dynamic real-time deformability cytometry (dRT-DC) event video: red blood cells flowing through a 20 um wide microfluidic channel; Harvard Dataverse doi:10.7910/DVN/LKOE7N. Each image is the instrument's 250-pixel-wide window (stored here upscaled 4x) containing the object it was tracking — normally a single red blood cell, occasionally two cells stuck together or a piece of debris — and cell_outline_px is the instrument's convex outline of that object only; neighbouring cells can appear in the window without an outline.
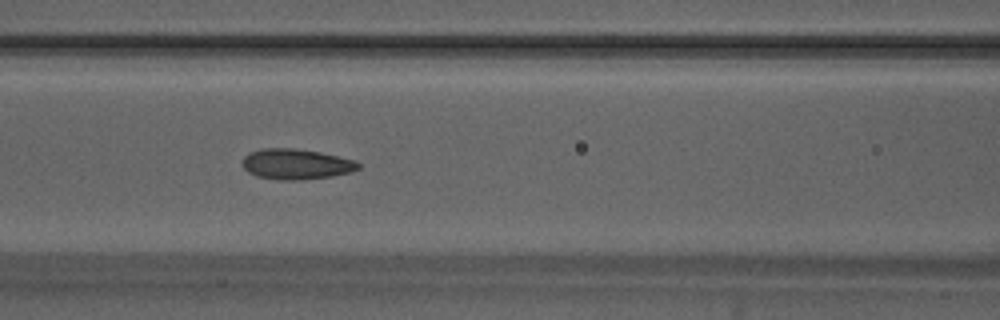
{"species": "Egyptian fruit bat (a non-hibernating species)", "species_latin": "Rousettus aegyptiacus", "temperature_condition": "warm", "stored_images_in_passage": 49, "camera_frame_rate_fps": 3000, "um_per_image_px": 0.085, "animal": {"sex": "male"}, "frame": {"image": 1, "passage_image": 19, "time_ms": 6.0, "image_size_px": [1000, 320], "cell_outline_px": [[360, 168], [352, 172], [332, 176], [300, 180], [276, 180], [256, 176], [248, 172], [244, 168], [244, 156], [248, 152], [260, 148], [296, 148], [320, 152], [356, 160], [360, 164]], "centroid_in_image_um": [25.18, 13.95], "position_along_channel_um": 141.4, "area_um2": 20.81}}
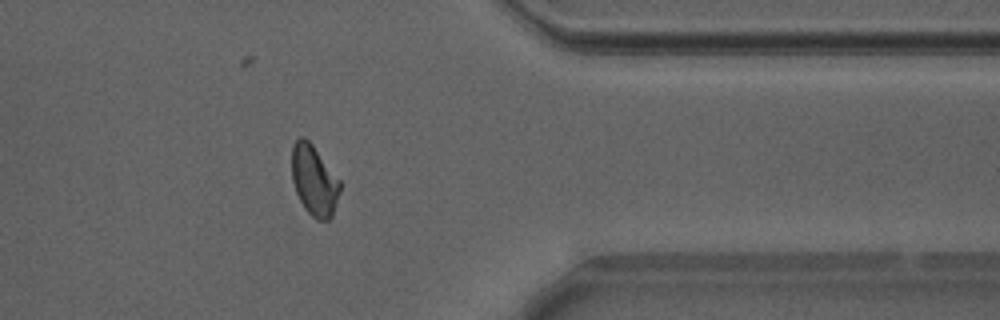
{"frame": {"image": 2, "passage_image": 39, "time_ms": 12.667, "image_size_px": [1000, 320], "cell_outline_px": [[340, 192], [332, 216], [328, 220], [316, 220], [304, 208], [296, 192], [292, 180], [292, 148], [296, 140], [300, 136], [304, 136], [312, 144], [340, 180]], "centroid_in_image_um": [26.7, 15.34], "position_along_channel_um": 384.7, "area_um2": 19.71}}
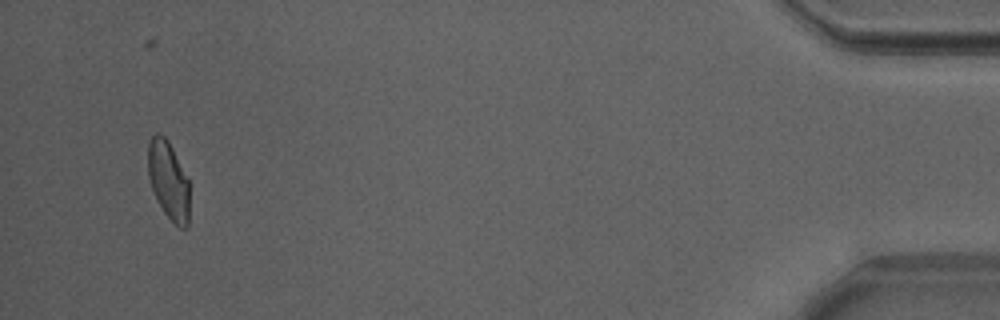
{"frame": {"image": 3, "passage_image": 47, "time_ms": 15.333, "image_size_px": [1000, 320], "cell_outline_px": [[188, 224], [184, 228], [180, 228], [164, 212], [152, 188], [148, 176], [148, 140], [156, 132], [160, 132], [168, 140], [188, 180]], "centroid_in_image_um": [14.29, 15.27], "position_along_channel_um": 420.9, "area_um2": 18.5}, "authors_computed_cell_mechanics": {"area_um2": 20.1144, "velocity_mm_per_s": 3.8772, "shape_relaxation_time_tau1_ms": 5.6779, "shape_relaxation_time_tau2_ms": 1.5836, "deformation_change_tau1": 0.145, "deformation_change_tau2": 0.0769}}